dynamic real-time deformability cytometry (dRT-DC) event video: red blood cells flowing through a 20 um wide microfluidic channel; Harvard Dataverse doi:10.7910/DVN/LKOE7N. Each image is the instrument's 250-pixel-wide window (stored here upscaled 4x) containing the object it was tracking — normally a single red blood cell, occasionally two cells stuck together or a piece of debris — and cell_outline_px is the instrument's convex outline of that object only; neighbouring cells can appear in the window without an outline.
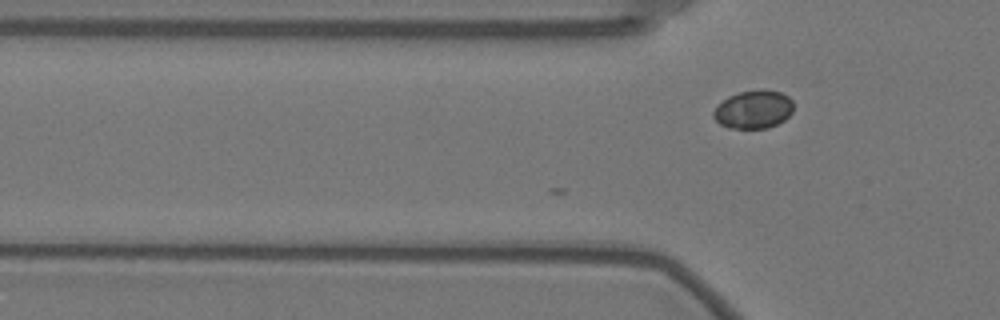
{"species": "Egyptian fruit bat (a non-hibernating species)", "species_latin": "Rousettus aegyptiacus", "temperature_condition": "warm", "stored_images_in_passage": 2, "camera_frame_rate_fps": 3000, "um_per_image_px": 0.085, "animal": {"sex": "female"}, "frame": {"image": 1, "passage_image": 2, "time_ms": 0.333, "image_size_px": [1000, 320], "cell_outline_px": [[792, 112], [784, 120], [768, 128], [728, 128], [720, 124], [712, 116], [712, 112], [728, 96], [740, 92], [760, 88], [764, 88], [780, 92], [788, 96], [792, 100]], "centroid_in_image_um": [64.05, 9.29], "position_along_channel_um": 61.7, "area_um2": 17.86}}